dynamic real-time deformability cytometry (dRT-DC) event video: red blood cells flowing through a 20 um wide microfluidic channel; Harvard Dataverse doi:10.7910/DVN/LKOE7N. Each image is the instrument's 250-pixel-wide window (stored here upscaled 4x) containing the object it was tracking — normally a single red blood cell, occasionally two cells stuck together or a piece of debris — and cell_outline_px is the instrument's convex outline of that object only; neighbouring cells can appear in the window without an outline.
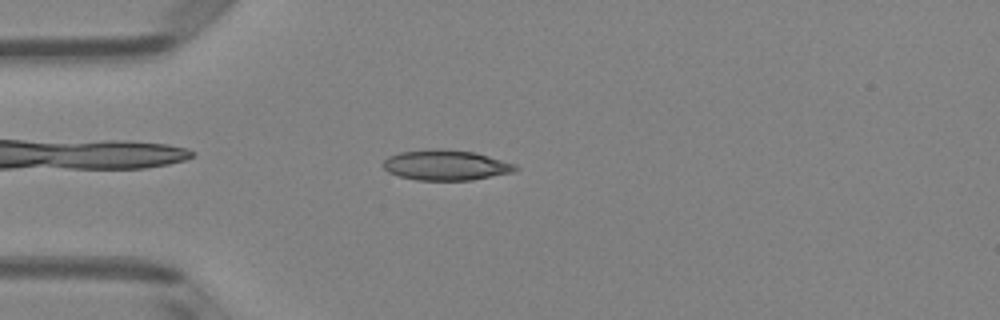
{"species": "Egyptian fruit bat (a non-hibernating species)", "species_latin": "Rousettus aegyptiacus", "temperature_condition": "room temperature", "stored_images_in_passage": 46, "camera_frame_rate_fps": 3000, "um_per_image_px": 0.085, "animal": {"sex": "female"}, "frame": {"image": 1, "passage_image": 9, "time_ms": 2.667, "image_size_px": [1000, 320], "cell_outline_px": [[520, 168], [512, 172], [472, 180], [416, 180], [400, 176], [388, 172], [384, 168], [384, 160], [388, 156], [400, 152], [432, 148], [440, 148], [476, 152], [516, 164]], "centroid_in_image_um": [37.91, 14.02], "position_along_channel_um": 47.1, "area_um2": 23.47}}
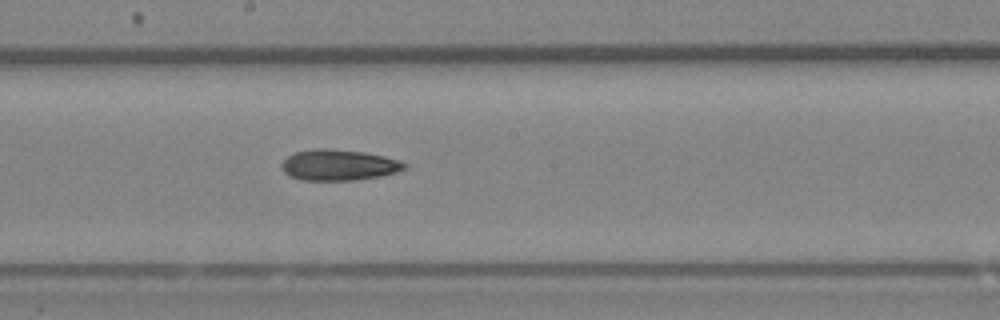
{"frame": {"image": 2, "passage_image": 23, "time_ms": 7.333, "image_size_px": [1000, 320], "cell_outline_px": [[408, 168], [396, 172], [380, 176], [352, 180], [300, 180], [284, 172], [280, 168], [280, 164], [288, 156], [296, 152], [316, 148], [328, 148], [364, 152], [384, 156], [400, 160], [408, 164]], "centroid_in_image_um": [28.81, 14.02], "position_along_channel_um": 219.4, "area_um2": 22.2}}
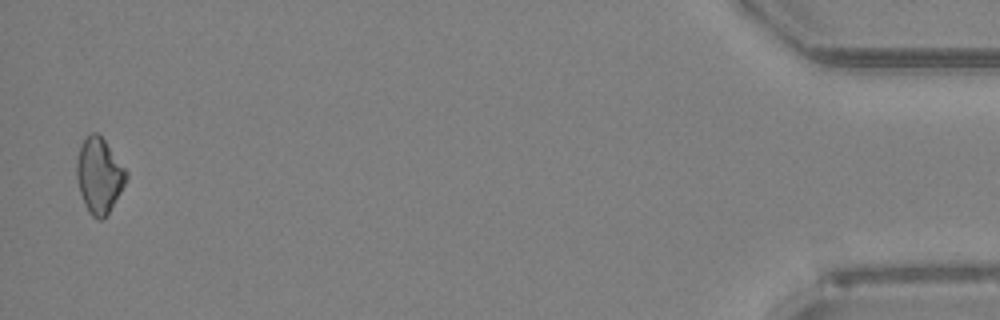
{"frame": {"image": 3, "passage_image": 45, "time_ms": 14.667, "image_size_px": [1000, 320], "cell_outline_px": [[128, 176], [120, 192], [108, 212], [100, 220], [96, 220], [88, 212], [84, 204], [76, 180], [76, 160], [80, 144], [92, 132], [96, 132], [104, 140], [128, 172]], "centroid_in_image_um": [8.4, 14.92], "position_along_channel_um": 426.8, "area_um2": 21.5}, "authors_computed_cell_mechanics": {"area_um2": 21.7617, "velocity_mm_per_s": 4.0305, "shape_relaxation_time_tau1_ms": 7.8638, "shape_relaxation_time_tau2_ms": null, "deformation_change_tau1": 0.1296, "deformation_change_tau2": null}}